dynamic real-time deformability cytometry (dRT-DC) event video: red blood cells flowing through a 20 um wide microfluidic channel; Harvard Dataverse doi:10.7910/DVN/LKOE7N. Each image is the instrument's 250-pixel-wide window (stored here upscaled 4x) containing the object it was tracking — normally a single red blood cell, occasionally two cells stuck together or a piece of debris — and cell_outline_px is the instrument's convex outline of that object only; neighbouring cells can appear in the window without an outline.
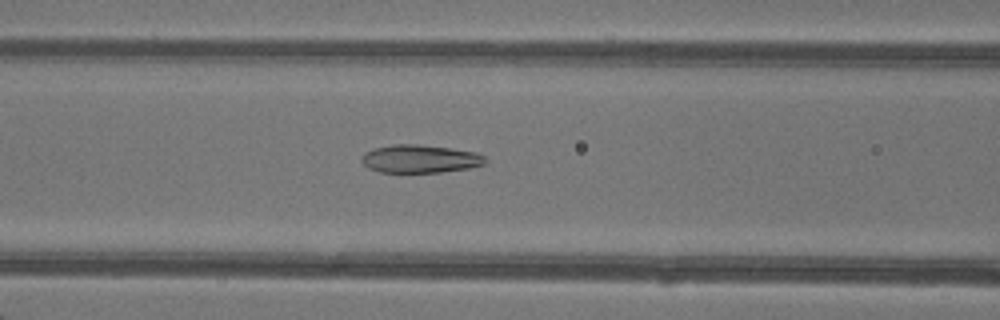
{"species": "common noctule bat (a hibernating species)", "species_latin": "Nyctalus noctula", "temperature_condition": "warm", "stored_images_in_passage": 47, "camera_frame_rate_fps": 3000, "um_per_image_px": 0.085, "animal": {"sex": "female"}, "frame": {"image": 1, "passage_image": 21, "time_ms": 6.667, "image_size_px": [1000, 320], "cell_outline_px": [[488, 160], [484, 164], [468, 168], [440, 172], [380, 172], [368, 168], [360, 160], [360, 156], [364, 152], [376, 148], [392, 144], [420, 144], [476, 152], [484, 156]], "centroid_in_image_um": [35.67, 13.5], "position_along_channel_um": 130.9, "area_um2": 20.23}}
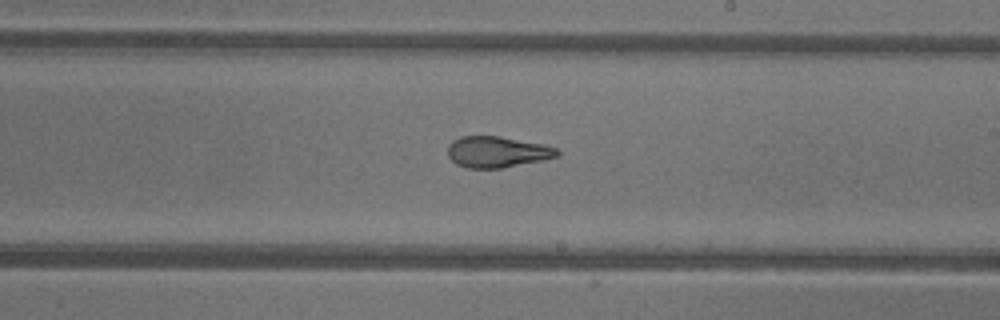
{"frame": {"image": 2, "passage_image": 29, "time_ms": 9.333, "image_size_px": [1000, 320], "cell_outline_px": [[560, 152], [556, 156], [540, 160], [500, 168], [468, 168], [456, 164], [448, 156], [448, 144], [452, 140], [460, 136], [500, 136], [544, 144], [556, 148]], "centroid_in_image_um": [42.21, 12.9], "position_along_channel_um": 246.8, "area_um2": 19.71}}
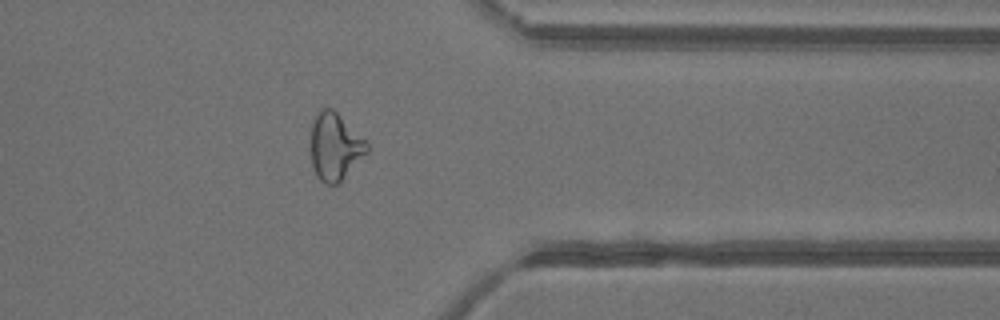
{"frame": {"image": 3, "passage_image": 39, "time_ms": 12.667, "image_size_px": [1000, 320], "cell_outline_px": [[368, 152], [340, 184], [324, 184], [316, 176], [312, 164], [312, 124], [316, 112], [320, 108], [332, 108], [368, 140]], "centroid_in_image_um": [28.51, 12.47], "position_along_channel_um": 382.9, "area_um2": 22.37}}